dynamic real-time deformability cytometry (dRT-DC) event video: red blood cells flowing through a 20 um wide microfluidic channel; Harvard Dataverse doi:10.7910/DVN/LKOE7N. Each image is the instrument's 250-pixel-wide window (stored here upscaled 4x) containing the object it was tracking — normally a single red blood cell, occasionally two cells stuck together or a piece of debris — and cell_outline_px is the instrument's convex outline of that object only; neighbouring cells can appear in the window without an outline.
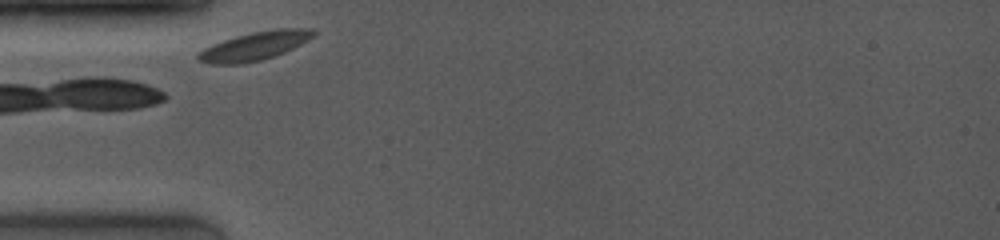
{"species": "common noctule bat (a hibernating species)", "species_latin": "Nyctalus noctula", "temperature_condition": "room temperature", "stored_images_in_passage": 38, "camera_frame_rate_fps": 4000, "um_per_image_px": 0.085, "animal": {"sex": "female", "body_mass_g": 19.0, "forearm_length_mm": 53.3}, "frame": {"image": 1, "passage_image": 1, "time_ms": 0.0, "image_size_px": [1000, 240], "cell_outline_px": [[316, 32], [308, 40], [284, 52], [260, 60], [240, 64], [208, 64], [196, 60], [196, 52], [212, 44], [236, 36], [252, 32], [276, 28], [312, 28]], "centroid_in_image_um": [21.58, 3.91], "position_along_channel_um": 63.4, "area_um2": 19.13}}
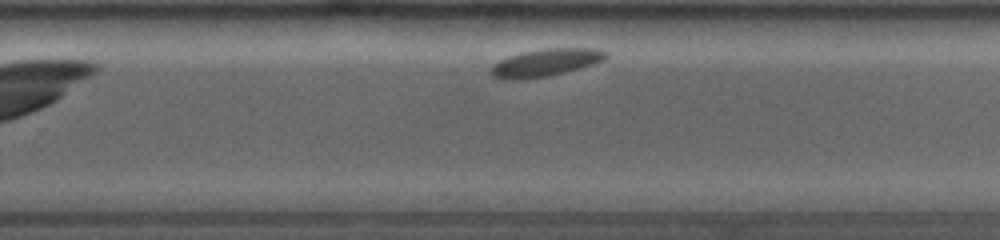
{"frame": {"image": 2, "passage_image": 25, "time_ms": 6.25, "image_size_px": [1000, 240], "cell_outline_px": [[608, 56], [604, 60], [580, 68], [564, 72], [544, 76], [520, 80], [500, 80], [492, 76], [488, 72], [500, 60], [520, 52], [544, 48], [600, 48], [608, 52]], "centroid_in_image_um": [46.38, 5.32], "position_along_channel_um": 283.4, "area_um2": 18.5}}
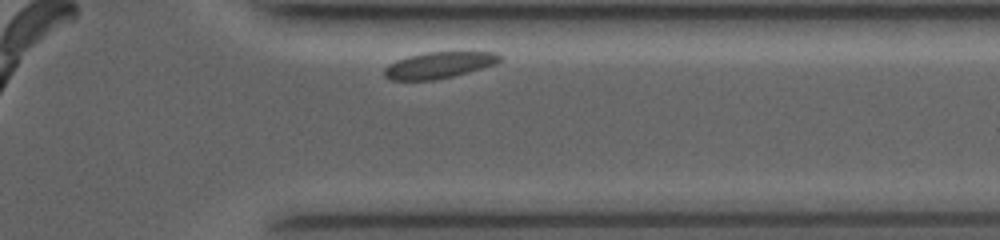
{"frame": {"image": 3, "passage_image": 35, "time_ms": 8.75, "image_size_px": [1000, 240], "cell_outline_px": [[504, 56], [496, 64], [468, 72], [436, 80], [388, 80], [384, 76], [384, 68], [388, 64], [396, 60], [408, 56], [428, 52], [496, 52]], "centroid_in_image_um": [37.3, 5.53], "position_along_channel_um": 374.1, "area_um2": 17.8}, "authors_computed_cell_mechanics": {"area_um2": 18.5538, "velocity_mm_per_s": 3.5611, "shape_relaxation_time_tau1_ms": 0.0504, "shape_relaxation_time_tau2_ms": null, "deformation_change_tau1": 0.0366, "deformation_change_tau2": null}}